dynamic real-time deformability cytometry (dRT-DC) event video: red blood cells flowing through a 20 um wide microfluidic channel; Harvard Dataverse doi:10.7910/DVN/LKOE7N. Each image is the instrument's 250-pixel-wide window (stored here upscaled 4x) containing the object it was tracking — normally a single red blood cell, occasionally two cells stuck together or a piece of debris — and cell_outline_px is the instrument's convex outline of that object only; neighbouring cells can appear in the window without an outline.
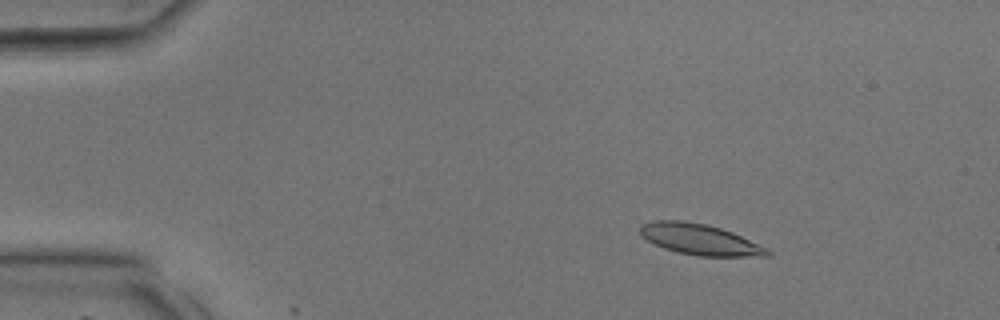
{"species": "common noctule bat (a hibernating species)", "species_latin": "Nyctalus noctula", "temperature_condition": "room temperature", "stored_images_in_passage": 7, "camera_frame_rate_fps": 3000, "um_per_image_px": 0.085, "animal": {"sex": "male", "body_mass_g": 17.9, "forearm_length_mm": 54.2}, "frame": {"image": 1, "passage_image": 6, "time_ms": 1.667, "image_size_px": [1000, 320], "cell_outline_px": [[772, 252], [768, 256], [700, 256], [680, 252], [664, 248], [640, 236], [640, 224], [656, 220], [684, 220], [704, 224], [720, 228], [732, 232], [768, 248]], "centroid_in_image_um": [59.48, 20.34], "position_along_channel_um": 25.5, "area_um2": 22.72}}